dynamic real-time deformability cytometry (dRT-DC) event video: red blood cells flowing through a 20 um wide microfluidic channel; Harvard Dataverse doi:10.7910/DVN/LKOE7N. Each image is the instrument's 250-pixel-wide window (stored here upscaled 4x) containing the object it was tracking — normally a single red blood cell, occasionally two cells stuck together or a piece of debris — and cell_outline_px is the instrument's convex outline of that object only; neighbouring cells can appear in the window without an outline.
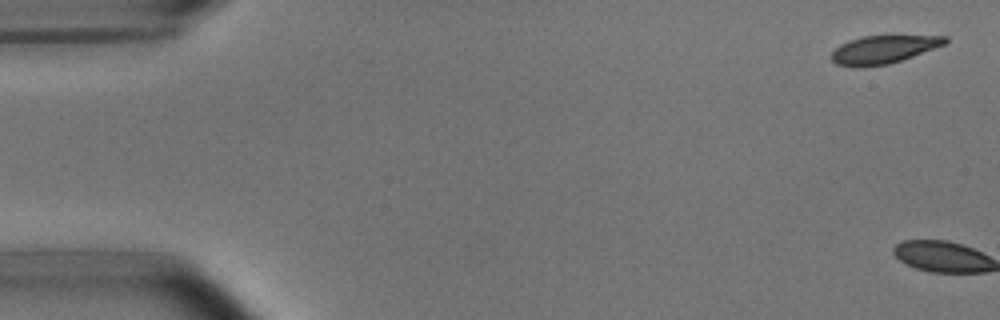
{"species": "common noctule bat (a hibernating species)", "species_latin": "Nyctalus noctula", "temperature_condition": "room temperature", "stored_images_in_passage": 6, "camera_frame_rate_fps": 3000, "um_per_image_px": 0.085, "animal": {"sex": "male", "body_mass_g": 15.6}, "frame": {"image": 1, "passage_image": 1, "time_ms": 0.0, "image_size_px": [1000, 320], "cell_outline_px": [[948, 44], [888, 64], [860, 68], [856, 68], [836, 64], [832, 60], [832, 52], [840, 44], [848, 40], [860, 36], [948, 36]], "centroid_in_image_um": [75.08, 4.21], "position_along_channel_um": 9.9, "area_um2": 18.67}}